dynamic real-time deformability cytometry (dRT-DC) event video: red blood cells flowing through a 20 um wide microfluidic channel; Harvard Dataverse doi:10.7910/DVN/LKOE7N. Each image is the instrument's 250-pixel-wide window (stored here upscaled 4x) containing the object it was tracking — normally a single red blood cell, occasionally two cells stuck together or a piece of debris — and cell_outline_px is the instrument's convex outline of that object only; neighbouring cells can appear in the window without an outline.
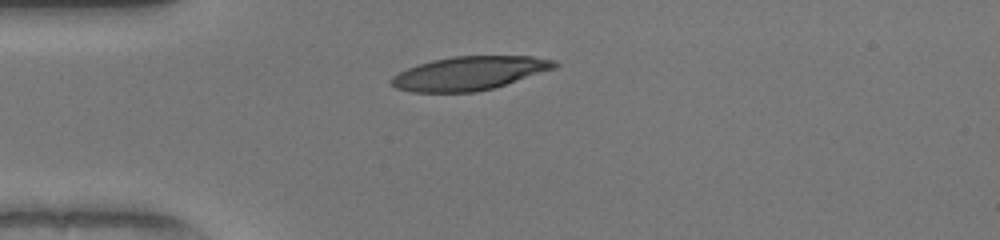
{"species": "human", "species_latin": "Homo sapiens", "temperature_condition": "warm", "stored_images_in_passage": 31, "camera_frame_rate_fps": 3000, "um_per_image_px": 0.085, "donor": {"sex": "female"}, "frame": {"image": 1, "passage_image": 1, "time_ms": 0.0, "image_size_px": [1000, 240], "cell_outline_px": [[560, 64], [556, 68], [492, 88], [476, 92], [412, 92], [396, 88], [388, 80], [392, 76], [408, 68], [432, 60], [452, 56], [532, 56], [556, 60]], "centroid_in_image_um": [39.9, 6.22], "position_along_channel_um": 45.1, "area_um2": 31.91}}
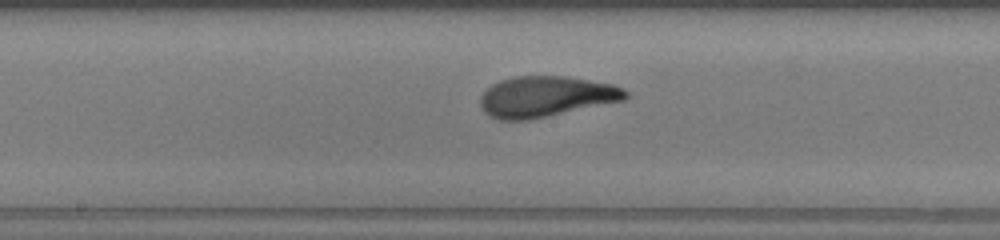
{"frame": {"image": 2, "passage_image": 14, "time_ms": 4.333, "image_size_px": [1000, 240], "cell_outline_px": [[628, 96], [624, 100], [528, 120], [500, 120], [484, 112], [480, 104], [480, 96], [492, 84], [500, 80], [516, 76], [564, 76], [612, 84], [624, 88], [628, 92]], "centroid_in_image_um": [46.39, 8.2], "position_along_channel_um": 201.8, "area_um2": 34.22}}
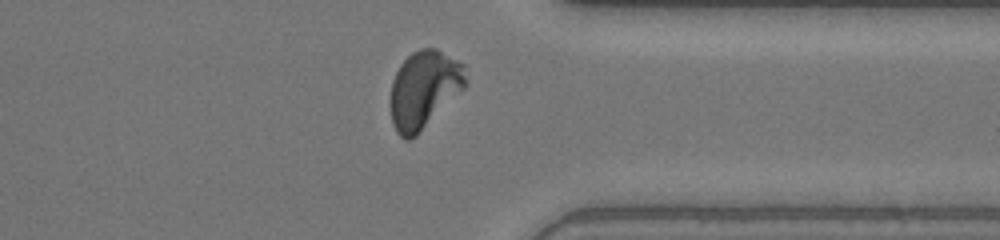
{"frame": {"image": 3, "passage_image": 27, "time_ms": 8.667, "image_size_px": [1000, 240], "cell_outline_px": [[468, 84], [416, 136], [408, 140], [404, 140], [396, 132], [392, 124], [388, 104], [388, 100], [392, 80], [400, 64], [412, 52], [420, 48], [436, 48], [464, 64], [468, 80]], "centroid_in_image_um": [36.01, 7.61], "position_along_channel_um": 375.4, "area_um2": 34.56}, "authors_computed_cell_mechanics": {"area_um2": 33.6974, "velocity_mm_per_s": 4.1089, "shape_relaxation_time_tau1_ms": 4.9394, "shape_relaxation_time_tau2_ms": 0.8352, "deformation_change_tau1": 0.2625, "deformation_change_tau2": 0.0709}}